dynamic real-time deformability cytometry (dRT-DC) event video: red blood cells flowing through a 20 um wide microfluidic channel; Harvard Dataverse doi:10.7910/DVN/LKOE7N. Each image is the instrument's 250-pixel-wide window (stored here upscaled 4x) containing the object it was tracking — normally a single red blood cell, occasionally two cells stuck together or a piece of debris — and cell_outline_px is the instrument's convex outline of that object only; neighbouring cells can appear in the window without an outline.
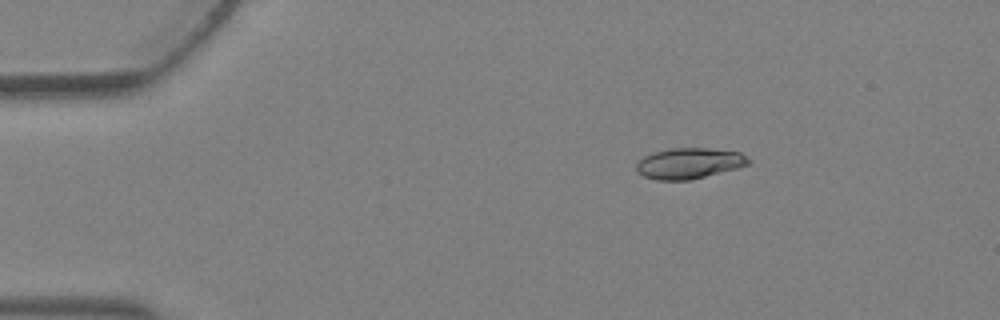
{"species": "Egyptian fruit bat (a non-hibernating species)", "species_latin": "Rousettus aegyptiacus", "temperature_condition": "warm", "stored_images_in_passage": 4, "camera_frame_rate_fps": 3000, "um_per_image_px": 0.085, "animal": {"sex": "female"}, "frame": {"image": 1, "passage_image": 1, "time_ms": 0.0, "image_size_px": [1000, 320], "cell_outline_px": [[752, 160], [748, 164], [736, 168], [688, 180], [656, 180], [644, 176], [636, 172], [636, 164], [644, 156], [652, 152], [672, 148], [708, 148], [740, 152]], "centroid_in_image_um": [58.55, 13.87], "position_along_channel_um": 26.5, "area_um2": 20.0}}
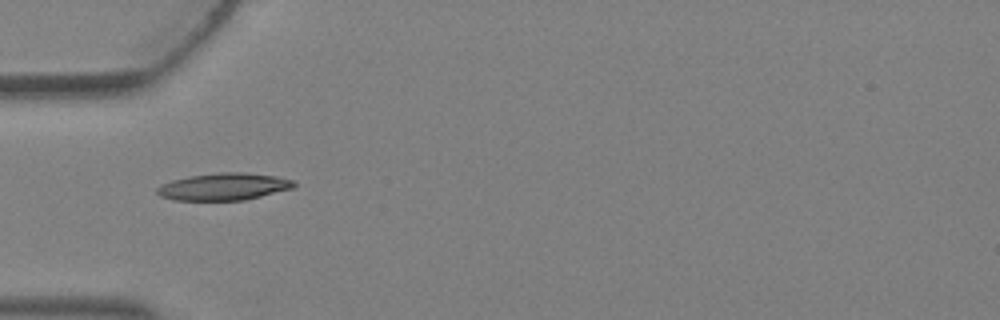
{"frame": {"image": 2, "passage_image": 3, "time_ms": 0.667, "image_size_px": [1000, 320], "cell_outline_px": [[296, 184], [292, 188], [244, 200], [176, 200], [160, 196], [156, 192], [156, 188], [160, 184], [172, 180], [188, 176], [220, 172], [244, 172], [276, 176], [292, 180]], "centroid_in_image_um": [18.98, 15.86], "position_along_channel_um": 66.0, "area_um2": 21.56}}
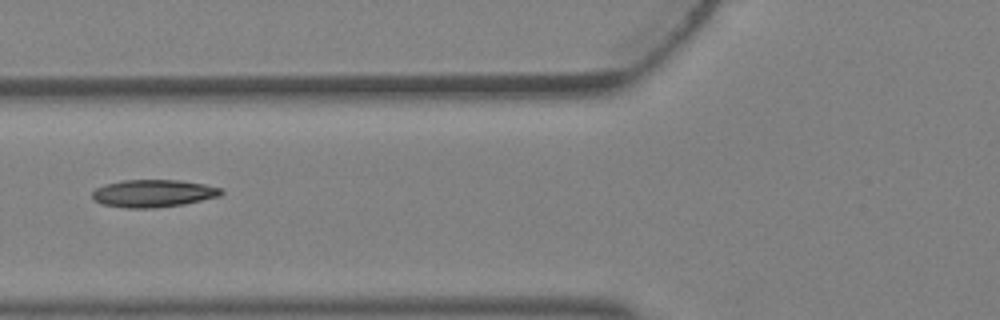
{"frame": {"image": 3, "passage_image": 4, "time_ms": 1.0, "image_size_px": [1000, 320], "cell_outline_px": [[224, 192], [220, 196], [184, 204], [156, 208], [124, 208], [100, 204], [92, 200], [92, 192], [96, 188], [108, 184], [124, 180], [180, 180], [204, 184], [224, 188]], "centroid_in_image_um": [13.04, 16.44], "position_along_channel_um": 112.8, "area_um2": 20.87}}